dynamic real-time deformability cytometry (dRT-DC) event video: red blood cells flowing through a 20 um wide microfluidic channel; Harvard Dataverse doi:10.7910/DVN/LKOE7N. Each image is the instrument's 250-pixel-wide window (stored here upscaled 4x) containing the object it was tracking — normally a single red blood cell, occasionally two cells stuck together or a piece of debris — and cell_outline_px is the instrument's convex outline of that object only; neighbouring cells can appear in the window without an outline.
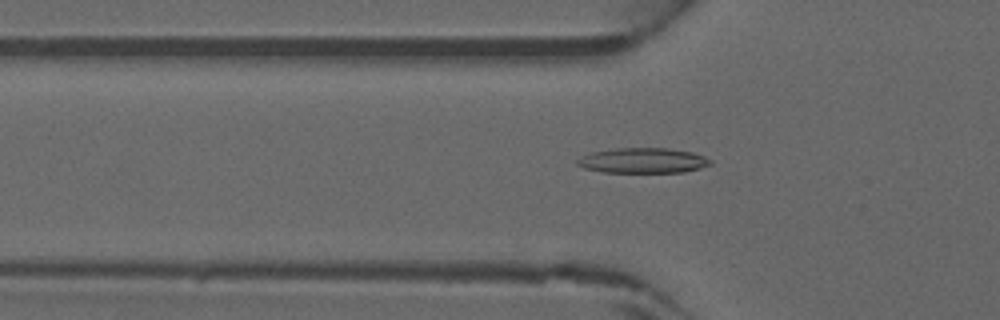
{"species": "common noctule bat (a hibernating species)", "species_latin": "Nyctalus noctula", "temperature_condition": "warm", "stored_images_in_passage": 42, "camera_frame_rate_fps": 3000, "um_per_image_px": 0.085, "animal": {"sex": "male", "forearm_length_mm": 52.5}, "frame": {"image": 1, "passage_image": 12, "time_ms": 3.667, "image_size_px": [1000, 320], "cell_outline_px": [[712, 164], [700, 168], [684, 172], [600, 172], [584, 168], [576, 164], [576, 160], [580, 156], [592, 152], [616, 148], [668, 148], [692, 152], [704, 156], [712, 160]], "centroid_in_image_um": [54.64, 13.64], "position_along_channel_um": 71.2, "area_um2": 19.65}}
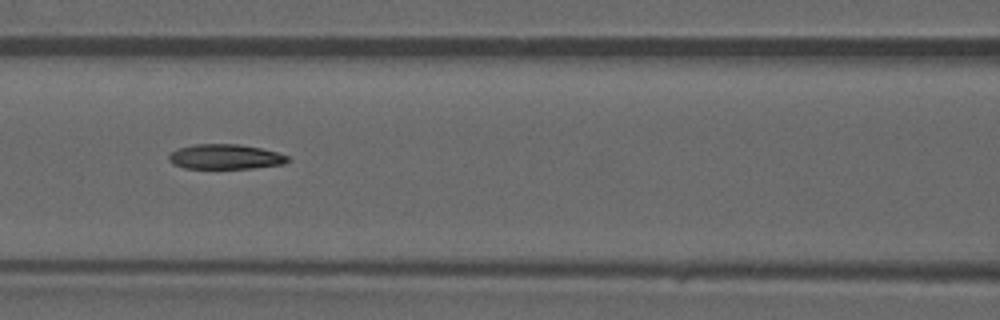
{"frame": {"image": 2, "passage_image": 17, "time_ms": 5.333, "image_size_px": [1000, 320], "cell_outline_px": [[288, 160], [284, 164], [252, 168], [184, 168], [172, 164], [168, 160], [168, 156], [176, 148], [192, 144], [240, 144], [260, 148], [276, 152], [288, 156]], "centroid_in_image_um": [19.1, 13.32], "position_along_channel_um": 147.5, "area_um2": 17.28}}
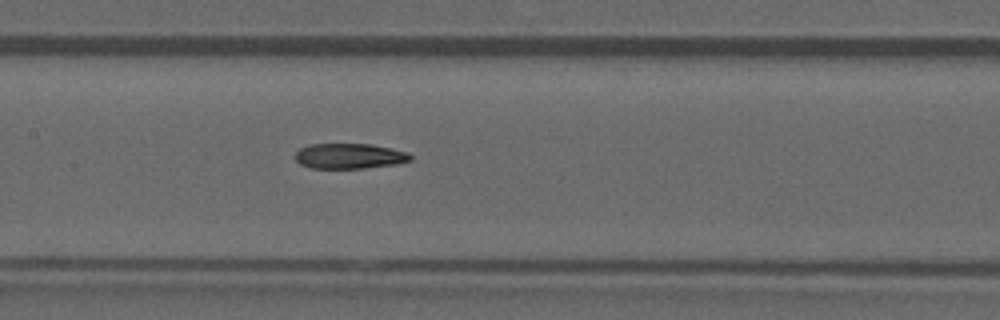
{"frame": {"image": 3, "passage_image": 19, "time_ms": 6.0, "image_size_px": [1000, 320], "cell_outline_px": [[412, 160], [396, 164], [364, 168], [312, 168], [300, 164], [296, 160], [296, 152], [300, 148], [308, 144], [372, 144], [392, 148], [408, 152], [412, 156]], "centroid_in_image_um": [29.72, 13.26], "position_along_channel_um": 177.7, "area_um2": 17.05}}